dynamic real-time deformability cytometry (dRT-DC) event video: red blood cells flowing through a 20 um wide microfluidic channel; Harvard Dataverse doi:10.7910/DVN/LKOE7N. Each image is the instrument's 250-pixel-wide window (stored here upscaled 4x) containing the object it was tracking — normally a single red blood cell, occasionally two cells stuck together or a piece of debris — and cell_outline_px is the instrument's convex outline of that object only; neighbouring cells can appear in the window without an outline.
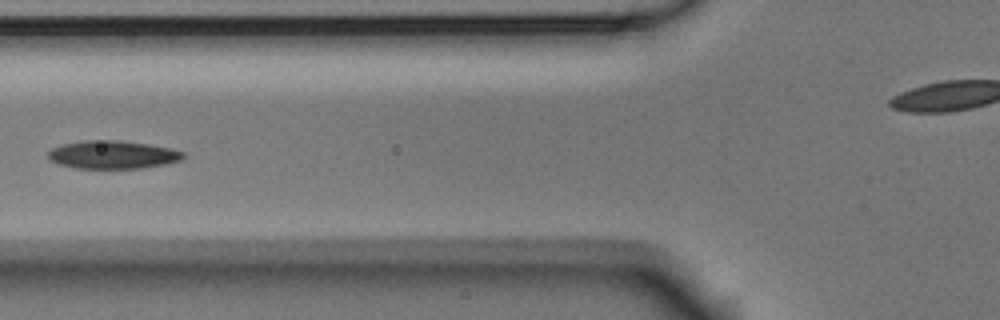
{"species": "Egyptian fruit bat (a non-hibernating species)", "species_latin": "Rousettus aegyptiacus", "temperature_condition": "room temperature", "stored_images_in_passage": 6, "camera_frame_rate_fps": 3000, "um_per_image_px": 0.085, "animal": {"sex": "male"}, "frame": {"image": 1, "passage_image": 5, "time_ms": 1.333, "image_size_px": [1000, 320], "cell_outline_px": [[184, 156], [180, 160], [164, 164], [144, 168], [76, 168], [60, 164], [48, 160], [48, 152], [52, 148], [64, 144], [84, 140], [116, 140], [148, 144], [168, 148], [184, 152]], "centroid_in_image_um": [9.55, 13.15], "position_along_channel_um": 116.3, "area_um2": 21.91}}
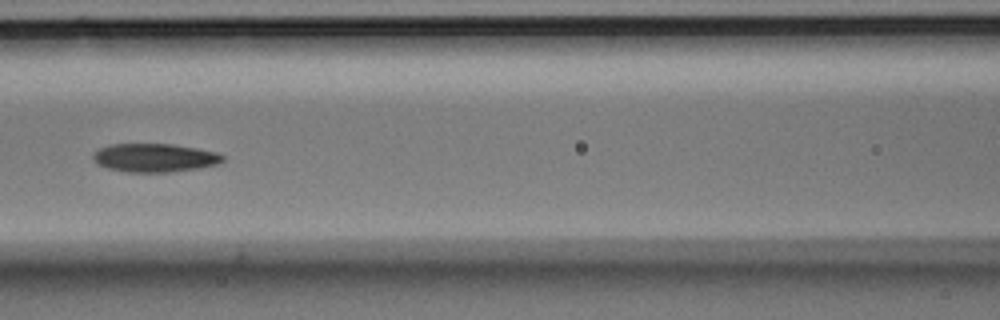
{"frame": {"image": 2, "passage_image": 6, "time_ms": 1.667, "image_size_px": [1000, 320], "cell_outline_px": [[224, 160], [216, 164], [200, 168], [168, 172], [128, 172], [108, 168], [96, 164], [92, 160], [92, 156], [100, 148], [108, 144], [172, 144], [196, 148], [216, 152], [224, 156]], "centroid_in_image_um": [13.12, 13.41], "position_along_channel_um": 153.5, "area_um2": 21.5}}